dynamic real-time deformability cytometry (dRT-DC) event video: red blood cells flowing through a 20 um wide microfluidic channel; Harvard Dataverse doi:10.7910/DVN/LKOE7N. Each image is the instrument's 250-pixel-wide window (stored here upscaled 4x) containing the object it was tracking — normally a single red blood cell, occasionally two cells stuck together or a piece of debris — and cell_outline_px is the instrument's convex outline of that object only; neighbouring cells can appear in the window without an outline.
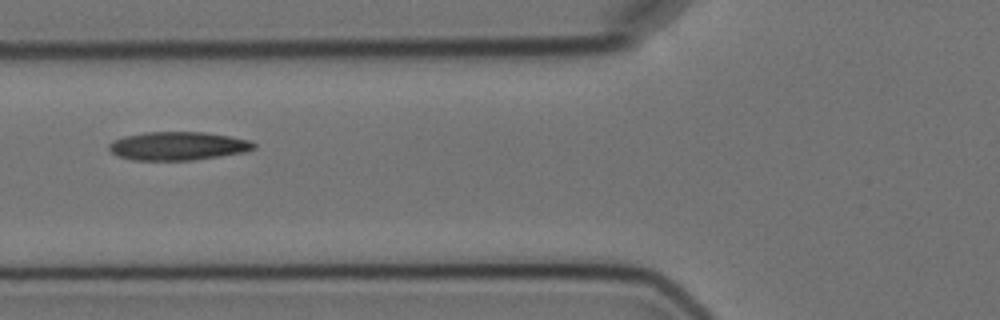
{"species": "Egyptian fruit bat (a non-hibernating species)", "species_latin": "Rousettus aegyptiacus", "temperature_condition": "cold", "stored_images_in_passage": 8, "camera_frame_rate_fps": 3000, "um_per_image_px": 0.085, "animal": {"sex": "female"}, "frame": {"image": 1, "passage_image": 7, "time_ms": 7.0, "image_size_px": [1000, 320], "cell_outline_px": [[256, 148], [244, 152], [220, 156], [192, 160], [132, 160], [116, 156], [108, 148], [108, 144], [112, 140], [124, 136], [144, 132], [204, 132], [252, 140], [256, 144]], "centroid_in_image_um": [15.1, 12.41], "position_along_channel_um": 110.7, "area_um2": 24.16}}
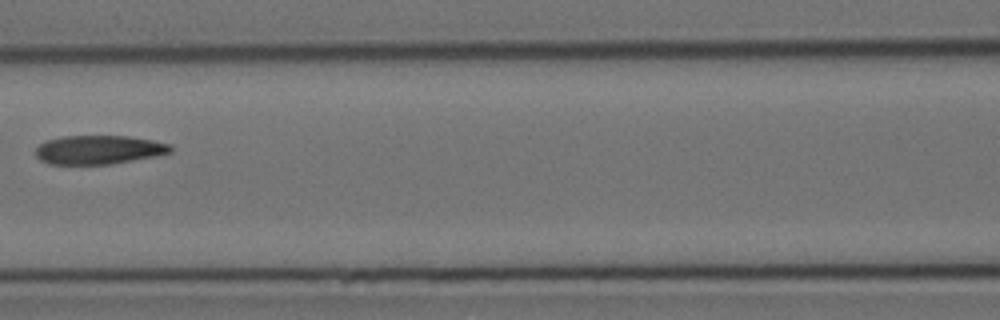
{"frame": {"image": 2, "passage_image": 8, "time_ms": 8.333, "image_size_px": [1000, 320], "cell_outline_px": [[172, 152], [156, 156], [112, 164], [48, 164], [40, 160], [36, 156], [36, 148], [44, 140], [64, 136], [128, 136], [152, 140], [172, 144]], "centroid_in_image_um": [8.4, 12.73], "position_along_channel_um": 158.2, "area_um2": 22.83}}